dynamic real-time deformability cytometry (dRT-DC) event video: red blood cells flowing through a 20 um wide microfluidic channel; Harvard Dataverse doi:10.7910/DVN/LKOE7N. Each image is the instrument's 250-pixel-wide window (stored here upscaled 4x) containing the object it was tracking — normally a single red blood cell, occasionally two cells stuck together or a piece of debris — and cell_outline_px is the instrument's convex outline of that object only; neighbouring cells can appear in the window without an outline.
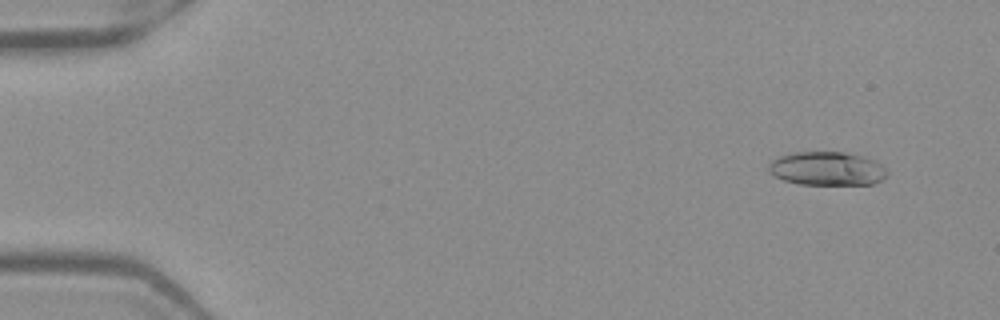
{"species": "Egyptian fruit bat (a non-hibernating species)", "species_latin": "Rousettus aegyptiacus", "temperature_condition": "warm", "stored_images_in_passage": 52, "camera_frame_rate_fps": 3000, "um_per_image_px": 0.085, "frame": {"image": 1, "passage_image": 4, "time_ms": 1.0, "image_size_px": [1000, 320], "cell_outline_px": [[888, 172], [880, 180], [872, 184], [800, 184], [784, 180], [772, 176], [768, 172], [768, 164], [772, 160], [780, 156], [792, 152], [844, 152], [864, 156], [876, 160]], "centroid_in_image_um": [70.25, 14.32], "position_along_channel_um": 14.7, "area_um2": 23.29}}
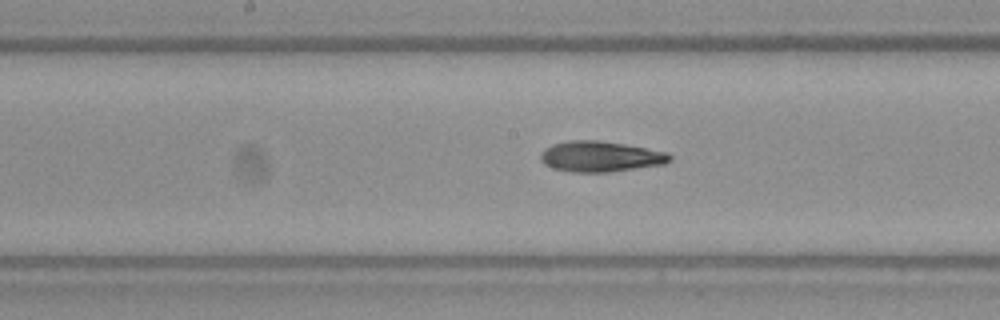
{"frame": {"image": 2, "passage_image": 27, "time_ms": 8.667, "image_size_px": [1000, 320], "cell_outline_px": [[672, 160], [664, 164], [608, 172], [572, 172], [552, 168], [544, 164], [540, 160], [540, 152], [544, 148], [552, 144], [568, 140], [600, 140], [624, 144], [668, 152], [672, 156]], "centroid_in_image_um": [51.01, 13.3], "position_along_channel_um": 197.2, "area_um2": 23.24}}
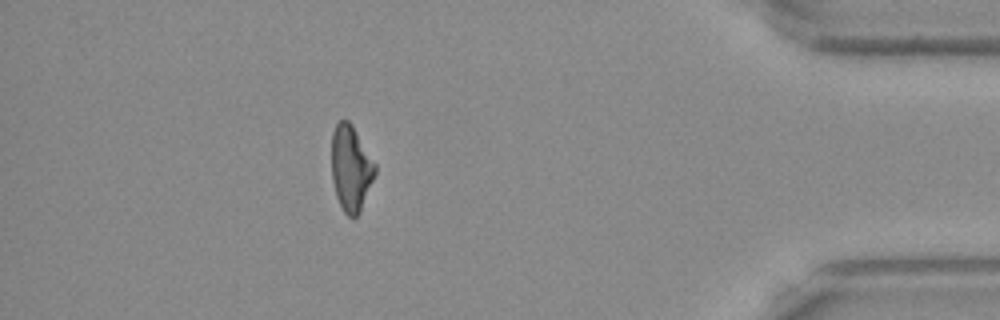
{"frame": {"image": 3, "passage_image": 46, "time_ms": 15.0, "image_size_px": [1000, 320], "cell_outline_px": [[376, 172], [360, 212], [356, 216], [348, 216], [344, 212], [336, 196], [332, 180], [332, 132], [336, 124], [340, 120], [348, 120], [352, 124], [376, 164]], "centroid_in_image_um": [29.82, 14.28], "position_along_channel_um": 405.4, "area_um2": 21.62}, "authors_computed_cell_mechanics": {"area_um2": 22.8021, "velocity_mm_per_s": 3.9886, "shape_relaxation_time_tau1_ms": 7.9482, "shape_relaxation_time_tau2_ms": 2.73, "deformation_change_tau1": 0.2328, "deformation_change_tau2": 0.1206}}